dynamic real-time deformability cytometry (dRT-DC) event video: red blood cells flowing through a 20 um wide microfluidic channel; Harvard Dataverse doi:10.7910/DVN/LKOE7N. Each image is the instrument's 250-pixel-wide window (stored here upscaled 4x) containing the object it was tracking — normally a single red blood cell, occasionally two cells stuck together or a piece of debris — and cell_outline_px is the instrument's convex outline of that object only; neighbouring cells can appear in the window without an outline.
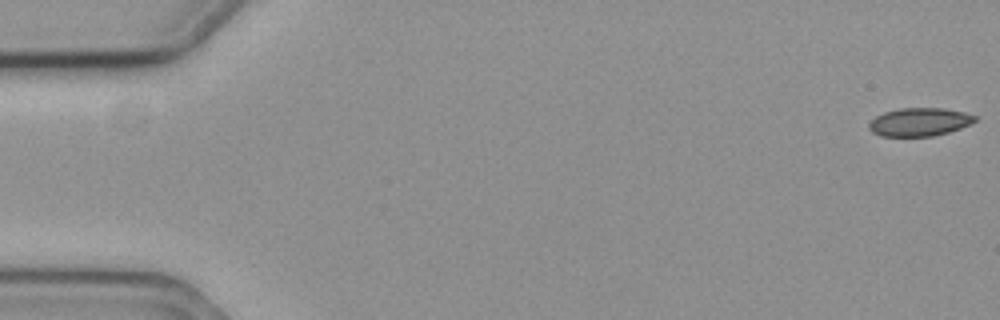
{"species": "common noctule bat (a hibernating species)", "species_latin": "Nyctalus noctula", "temperature_condition": "cold", "stored_images_in_passage": 12, "camera_frame_rate_fps": 3000, "um_per_image_px": 0.085, "animal": {"sex": "female", "body_mass_g": 19.3, "forearm_length_mm": 54.1}, "frame": {"image": 1, "passage_image": 1, "time_ms": 0.0, "image_size_px": [1000, 320], "cell_outline_px": [[976, 120], [960, 128], [948, 132], [932, 136], [880, 136], [872, 132], [868, 128], [868, 124], [876, 116], [884, 112], [900, 108], [944, 108], [964, 112], [976, 116]], "centroid_in_image_um": [78.12, 10.36], "position_along_channel_um": 6.9, "area_um2": 17.34}}